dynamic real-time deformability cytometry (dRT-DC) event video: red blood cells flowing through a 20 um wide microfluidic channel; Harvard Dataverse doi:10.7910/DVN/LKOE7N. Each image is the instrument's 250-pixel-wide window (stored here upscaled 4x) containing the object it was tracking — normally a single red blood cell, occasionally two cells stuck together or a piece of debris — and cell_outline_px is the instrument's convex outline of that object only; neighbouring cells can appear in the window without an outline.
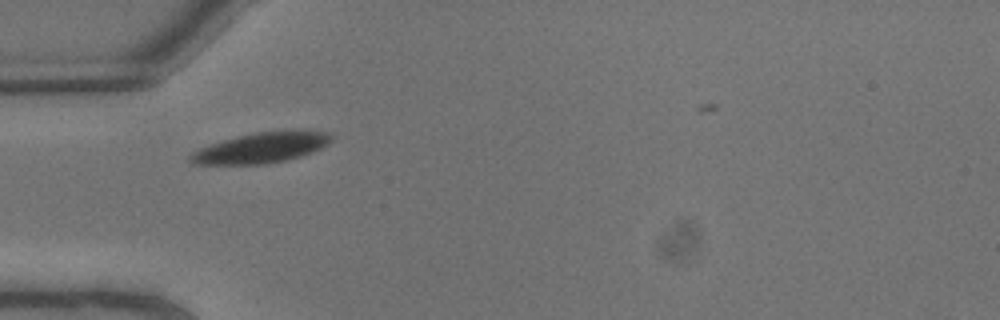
{"species": "common noctule bat (a hibernating species)", "species_latin": "Nyctalus noctula", "temperature_condition": "warm", "stored_images_in_passage": 2, "camera_frame_rate_fps": 3000, "um_per_image_px": 0.085, "animal": {"sex": "male", "body_mass_g": 13.3}, "frame": {"image": 1, "passage_image": 1, "time_ms": 0.0, "image_size_px": [1000, 320], "cell_outline_px": [[332, 140], [328, 144], [320, 148], [300, 156], [268, 164], [192, 164], [188, 160], [188, 156], [192, 152], [200, 148], [224, 140], [256, 132], [332, 132]], "centroid_in_image_um": [22.15, 12.59], "position_along_channel_um": 62.8, "area_um2": 24.22}}